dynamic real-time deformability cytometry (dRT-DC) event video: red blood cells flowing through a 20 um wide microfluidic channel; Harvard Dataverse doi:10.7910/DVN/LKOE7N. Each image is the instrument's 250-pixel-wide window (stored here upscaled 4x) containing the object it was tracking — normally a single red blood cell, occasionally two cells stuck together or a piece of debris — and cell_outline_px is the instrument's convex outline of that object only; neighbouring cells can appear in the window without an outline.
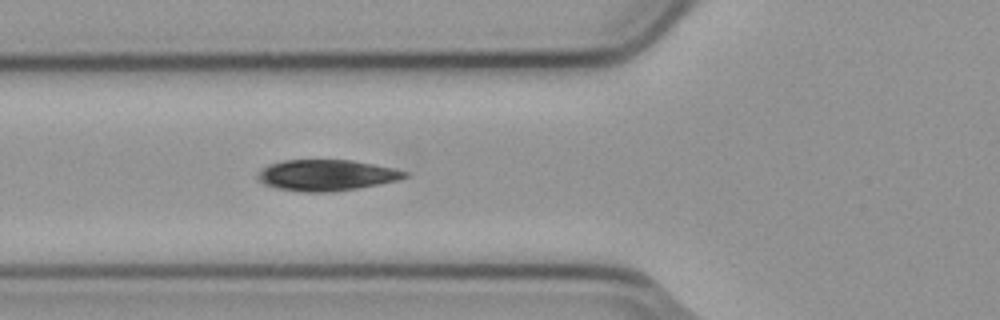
{"species": "common noctule bat (a hibernating species)", "species_latin": "Nyctalus noctula", "temperature_condition": "cold", "stored_images_in_passage": 7, "camera_frame_rate_fps": 3000, "um_per_image_px": 0.085, "animal": {"sex": "male", "body_mass_g": 23.1, "forearm_length_mm": 52.7}, "frame": {"image": 1, "passage_image": 6, "time_ms": 1.667, "image_size_px": [1000, 320], "cell_outline_px": [[408, 176], [396, 180], [380, 184], [332, 192], [304, 192], [276, 188], [264, 184], [256, 176], [260, 168], [268, 164], [284, 160], [352, 160], [392, 168], [408, 172]], "centroid_in_image_um": [27.7, 14.89], "position_along_channel_um": 98.1, "area_um2": 26.53}}